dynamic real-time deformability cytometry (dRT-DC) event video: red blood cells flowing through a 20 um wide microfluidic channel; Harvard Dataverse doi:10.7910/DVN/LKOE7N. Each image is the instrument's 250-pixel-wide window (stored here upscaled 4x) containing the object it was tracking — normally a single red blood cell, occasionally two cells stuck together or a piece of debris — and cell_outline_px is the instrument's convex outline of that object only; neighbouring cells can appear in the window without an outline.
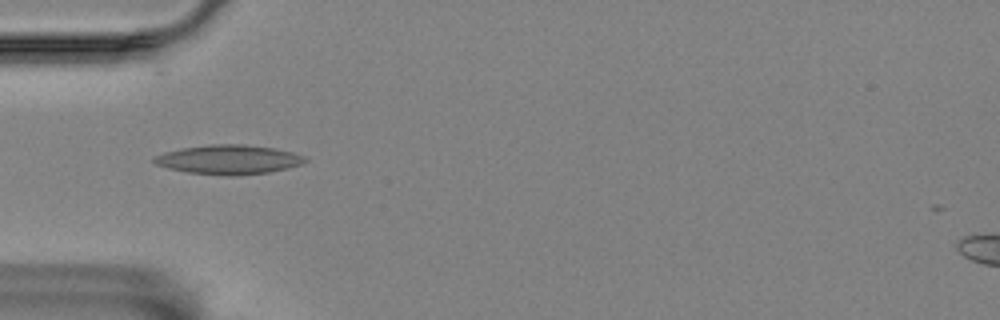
{"species": "Egyptian fruit bat (a non-hibernating species)", "species_latin": "Rousettus aegyptiacus", "temperature_condition": "room temperature", "stored_images_in_passage": 10, "camera_frame_rate_fps": 3000, "um_per_image_px": 0.085, "animal": {"sex": "female"}, "frame": {"image": 1, "passage_image": 1, "time_ms": 0.0, "image_size_px": [1000, 320], "cell_outline_px": [[308, 160], [300, 164], [288, 168], [268, 172], [236, 176], [228, 176], [188, 172], [168, 168], [156, 164], [152, 160], [152, 156], [164, 152], [180, 148], [208, 144], [244, 144], [272, 148], [292, 152], [304, 156]], "centroid_in_image_um": [19.39, 13.56], "position_along_channel_um": 65.6, "area_um2": 25.84}}
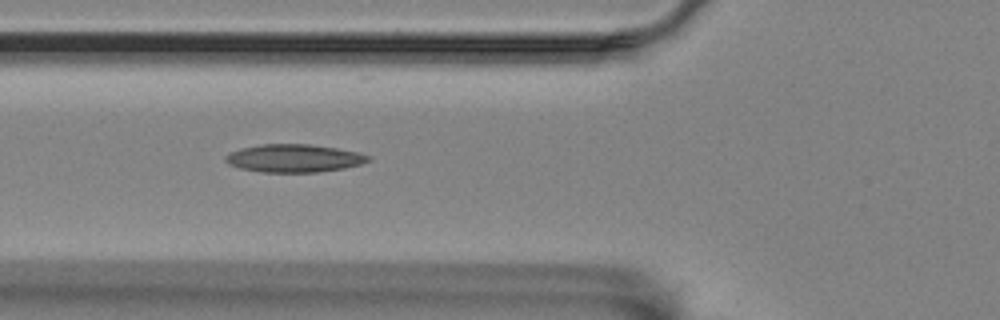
{"frame": {"image": 2, "passage_image": 4, "time_ms": 1.0, "image_size_px": [1000, 320], "cell_outline_px": [[372, 160], [360, 164], [344, 168], [316, 172], [260, 172], [240, 168], [228, 164], [224, 160], [224, 156], [240, 148], [260, 144], [308, 144], [336, 148], [360, 152], [372, 156]], "centroid_in_image_um": [25.0, 13.45], "position_along_channel_um": 100.8, "area_um2": 23.35}}
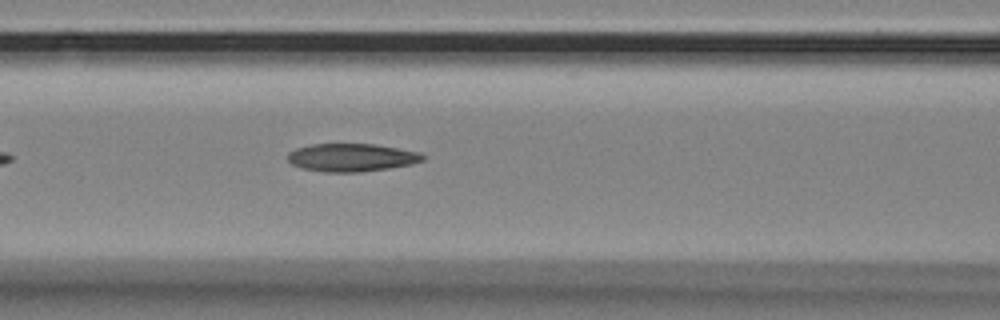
{"frame": {"image": 3, "passage_image": 7, "time_ms": 2.0, "image_size_px": [1000, 320], "cell_outline_px": [[428, 156], [424, 160], [412, 164], [388, 168], [360, 172], [324, 172], [300, 168], [292, 164], [288, 160], [288, 152], [296, 148], [312, 144], [376, 144], [420, 152]], "centroid_in_image_um": [29.91, 13.39], "position_along_channel_um": 136.7, "area_um2": 22.2}}